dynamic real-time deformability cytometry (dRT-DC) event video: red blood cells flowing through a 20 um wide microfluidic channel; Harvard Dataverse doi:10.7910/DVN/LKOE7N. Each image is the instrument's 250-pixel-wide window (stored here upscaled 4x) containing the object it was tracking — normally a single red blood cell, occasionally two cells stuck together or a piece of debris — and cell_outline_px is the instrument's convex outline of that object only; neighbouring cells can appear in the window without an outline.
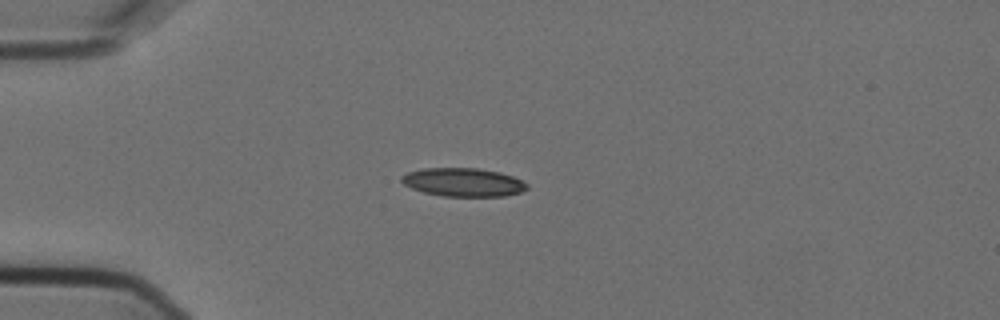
{"species": "Egyptian fruit bat (a non-hibernating species)", "species_latin": "Rousettus aegyptiacus", "temperature_condition": "cold", "stored_images_in_passage": 3, "camera_frame_rate_fps": 3000, "um_per_image_px": 0.085, "animal": {"sex": "female"}, "frame": {"image": 1, "passage_image": 3, "time_ms": 0.667, "image_size_px": [1000, 320], "cell_outline_px": [[528, 188], [520, 192], [504, 196], [444, 196], [424, 192], [412, 188], [404, 184], [400, 180], [400, 176], [408, 172], [424, 168], [476, 168], [500, 172], [512, 176], [528, 184]], "centroid_in_image_um": [39.36, 15.48], "position_along_channel_um": 45.6, "area_um2": 20.69}}